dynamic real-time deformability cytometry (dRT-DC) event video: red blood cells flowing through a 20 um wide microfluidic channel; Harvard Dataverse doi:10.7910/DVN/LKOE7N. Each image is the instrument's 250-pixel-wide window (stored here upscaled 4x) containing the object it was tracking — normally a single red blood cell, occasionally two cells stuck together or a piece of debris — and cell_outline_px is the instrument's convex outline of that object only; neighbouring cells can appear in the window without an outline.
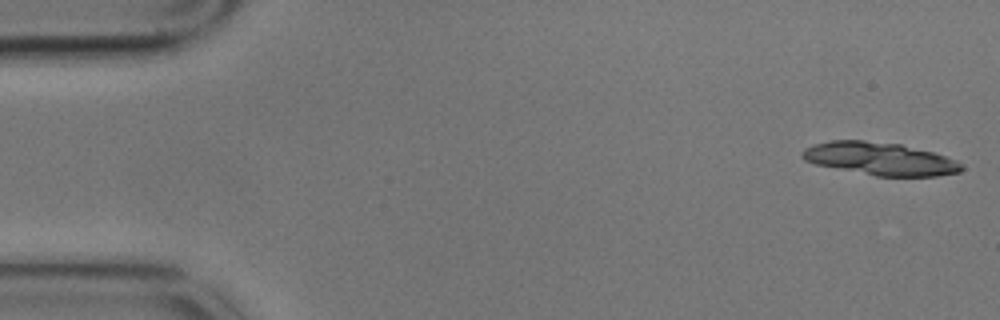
{"species": "common noctule bat (a hibernating species)", "species_latin": "Nyctalus noctula", "temperature_condition": "cold", "stored_images_in_passage": 5, "camera_frame_rate_fps": 3000, "um_per_image_px": 0.085, "animal": {"sex": "male", "body_mass_g": 17.9}, "frame": {"image": 1, "passage_image": 1, "time_ms": 0.0, "image_size_px": [1000, 320], "cell_outline_px": [[964, 168], [960, 172], [936, 176], [876, 176], [816, 164], [804, 160], [800, 156], [800, 152], [804, 148], [816, 144], [832, 140], [864, 140], [900, 144], [932, 152], [956, 160], [964, 164]], "centroid_in_image_um": [74.8, 13.49], "position_along_channel_um": 10.2, "area_um2": 30.35}}
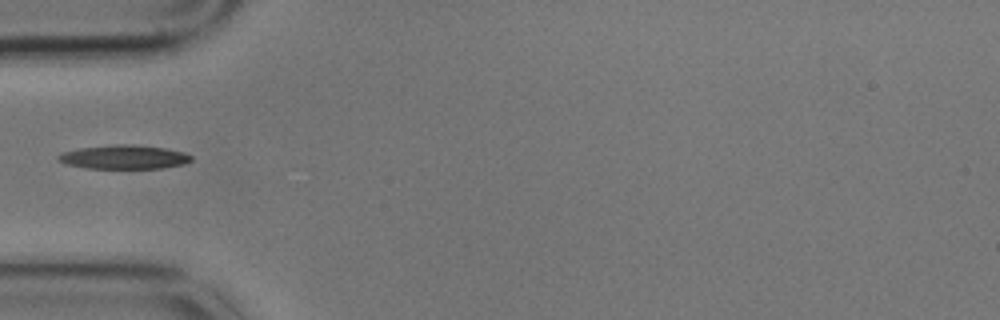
{"frame": {"image": 2, "passage_image": 5, "time_ms": 1.333, "image_size_px": [1000, 320], "cell_outline_px": [[192, 160], [184, 164], [160, 168], [88, 168], [64, 164], [56, 160], [56, 156], [60, 152], [80, 148], [116, 144], [132, 144], [164, 148], [184, 152], [192, 156]], "centroid_in_image_um": [10.49, 13.34], "position_along_channel_um": 74.5, "area_um2": 18.61}}